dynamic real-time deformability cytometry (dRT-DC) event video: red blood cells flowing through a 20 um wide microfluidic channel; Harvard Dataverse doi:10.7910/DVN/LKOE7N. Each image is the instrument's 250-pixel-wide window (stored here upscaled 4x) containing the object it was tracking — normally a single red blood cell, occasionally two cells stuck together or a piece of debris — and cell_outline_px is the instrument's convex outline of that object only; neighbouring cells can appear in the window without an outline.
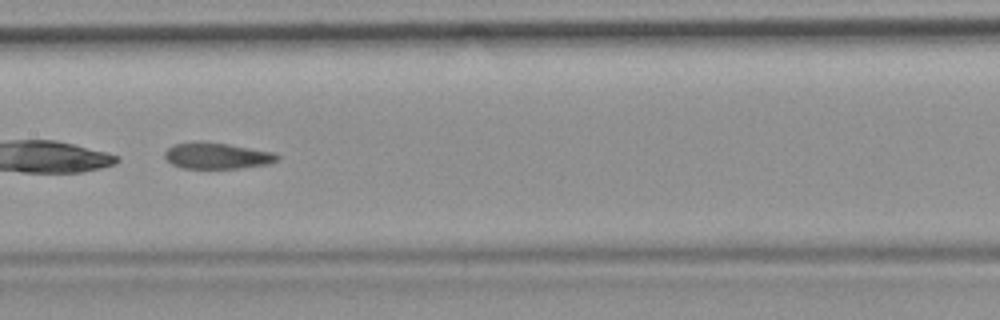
{"species": "common noctule bat (a hibernating species)", "species_latin": "Nyctalus noctula", "temperature_condition": "room temperature", "stored_images_in_passage": 33, "camera_frame_rate_fps": 3000, "um_per_image_px": 0.085, "animal": {"sex": "female", "body_mass_g": 19.9}, "frame": {"image": 1, "passage_image": 10, "time_ms": 3.0, "image_size_px": [1000, 320], "cell_outline_px": [[280, 160], [268, 164], [240, 168], [180, 168], [172, 164], [164, 156], [164, 152], [172, 144], [228, 144], [272, 152], [280, 156]], "centroid_in_image_um": [18.48, 13.28], "position_along_channel_um": 188.9, "area_um2": 16.53}}